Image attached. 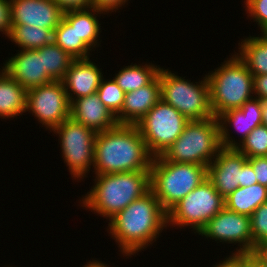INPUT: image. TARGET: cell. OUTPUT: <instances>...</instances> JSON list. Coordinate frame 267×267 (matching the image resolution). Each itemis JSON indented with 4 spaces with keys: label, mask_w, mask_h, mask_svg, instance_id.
Listing matches in <instances>:
<instances>
[{
    "label": "cell",
    "mask_w": 267,
    "mask_h": 267,
    "mask_svg": "<svg viewBox=\"0 0 267 267\" xmlns=\"http://www.w3.org/2000/svg\"><path fill=\"white\" fill-rule=\"evenodd\" d=\"M252 255L260 261L264 267H267V243L259 245L256 247L252 253Z\"/></svg>",
    "instance_id": "f35d334b"
},
{
    "label": "cell",
    "mask_w": 267,
    "mask_h": 267,
    "mask_svg": "<svg viewBox=\"0 0 267 267\" xmlns=\"http://www.w3.org/2000/svg\"><path fill=\"white\" fill-rule=\"evenodd\" d=\"M188 122L183 114L160 99L136 126L149 152L156 157L175 142Z\"/></svg>",
    "instance_id": "ba28073f"
},
{
    "label": "cell",
    "mask_w": 267,
    "mask_h": 267,
    "mask_svg": "<svg viewBox=\"0 0 267 267\" xmlns=\"http://www.w3.org/2000/svg\"><path fill=\"white\" fill-rule=\"evenodd\" d=\"M214 267H245V254L232 253L231 256L225 258L218 265H214Z\"/></svg>",
    "instance_id": "8d00e7d4"
},
{
    "label": "cell",
    "mask_w": 267,
    "mask_h": 267,
    "mask_svg": "<svg viewBox=\"0 0 267 267\" xmlns=\"http://www.w3.org/2000/svg\"><path fill=\"white\" fill-rule=\"evenodd\" d=\"M8 38L21 50H35L52 43L54 31L27 25H11Z\"/></svg>",
    "instance_id": "d4e9b609"
},
{
    "label": "cell",
    "mask_w": 267,
    "mask_h": 267,
    "mask_svg": "<svg viewBox=\"0 0 267 267\" xmlns=\"http://www.w3.org/2000/svg\"><path fill=\"white\" fill-rule=\"evenodd\" d=\"M247 161L253 168L257 183L267 187V156L251 157Z\"/></svg>",
    "instance_id": "1f68e13d"
},
{
    "label": "cell",
    "mask_w": 267,
    "mask_h": 267,
    "mask_svg": "<svg viewBox=\"0 0 267 267\" xmlns=\"http://www.w3.org/2000/svg\"><path fill=\"white\" fill-rule=\"evenodd\" d=\"M42 54L43 69L54 80L62 81L75 60L54 42L37 49Z\"/></svg>",
    "instance_id": "484cf974"
},
{
    "label": "cell",
    "mask_w": 267,
    "mask_h": 267,
    "mask_svg": "<svg viewBox=\"0 0 267 267\" xmlns=\"http://www.w3.org/2000/svg\"><path fill=\"white\" fill-rule=\"evenodd\" d=\"M207 167L208 179L225 199L242 187L243 164L248 158L236 148H221Z\"/></svg>",
    "instance_id": "4fadbf2b"
},
{
    "label": "cell",
    "mask_w": 267,
    "mask_h": 267,
    "mask_svg": "<svg viewBox=\"0 0 267 267\" xmlns=\"http://www.w3.org/2000/svg\"><path fill=\"white\" fill-rule=\"evenodd\" d=\"M160 67L145 64L128 65L115 74L114 80L125 92H131L149 84L159 73Z\"/></svg>",
    "instance_id": "cb8c5ba5"
},
{
    "label": "cell",
    "mask_w": 267,
    "mask_h": 267,
    "mask_svg": "<svg viewBox=\"0 0 267 267\" xmlns=\"http://www.w3.org/2000/svg\"><path fill=\"white\" fill-rule=\"evenodd\" d=\"M161 83L158 75L146 86L125 93L121 111L116 115L119 124L136 125L161 99Z\"/></svg>",
    "instance_id": "d6986e66"
},
{
    "label": "cell",
    "mask_w": 267,
    "mask_h": 267,
    "mask_svg": "<svg viewBox=\"0 0 267 267\" xmlns=\"http://www.w3.org/2000/svg\"><path fill=\"white\" fill-rule=\"evenodd\" d=\"M63 12L69 10L88 9L92 0H52Z\"/></svg>",
    "instance_id": "836d02e7"
},
{
    "label": "cell",
    "mask_w": 267,
    "mask_h": 267,
    "mask_svg": "<svg viewBox=\"0 0 267 267\" xmlns=\"http://www.w3.org/2000/svg\"><path fill=\"white\" fill-rule=\"evenodd\" d=\"M70 105L62 81H51L27 90L26 112L31 111L51 131L70 117Z\"/></svg>",
    "instance_id": "8fae6325"
},
{
    "label": "cell",
    "mask_w": 267,
    "mask_h": 267,
    "mask_svg": "<svg viewBox=\"0 0 267 267\" xmlns=\"http://www.w3.org/2000/svg\"><path fill=\"white\" fill-rule=\"evenodd\" d=\"M102 79L101 69L90 58L75 59L62 80L69 102L96 93Z\"/></svg>",
    "instance_id": "ac0fdd59"
},
{
    "label": "cell",
    "mask_w": 267,
    "mask_h": 267,
    "mask_svg": "<svg viewBox=\"0 0 267 267\" xmlns=\"http://www.w3.org/2000/svg\"><path fill=\"white\" fill-rule=\"evenodd\" d=\"M83 267H109V265L107 266L105 263H101V261H97V260H93L92 262H88V264L84 265Z\"/></svg>",
    "instance_id": "b9f144b4"
},
{
    "label": "cell",
    "mask_w": 267,
    "mask_h": 267,
    "mask_svg": "<svg viewBox=\"0 0 267 267\" xmlns=\"http://www.w3.org/2000/svg\"><path fill=\"white\" fill-rule=\"evenodd\" d=\"M153 158L136 125L118 124L96 134L95 174L150 170Z\"/></svg>",
    "instance_id": "6da1fadb"
},
{
    "label": "cell",
    "mask_w": 267,
    "mask_h": 267,
    "mask_svg": "<svg viewBox=\"0 0 267 267\" xmlns=\"http://www.w3.org/2000/svg\"><path fill=\"white\" fill-rule=\"evenodd\" d=\"M246 11L262 30L267 25V0H245Z\"/></svg>",
    "instance_id": "4dcf8cb0"
},
{
    "label": "cell",
    "mask_w": 267,
    "mask_h": 267,
    "mask_svg": "<svg viewBox=\"0 0 267 267\" xmlns=\"http://www.w3.org/2000/svg\"><path fill=\"white\" fill-rule=\"evenodd\" d=\"M128 0H92V7L103 12H114L122 7Z\"/></svg>",
    "instance_id": "e575fe53"
},
{
    "label": "cell",
    "mask_w": 267,
    "mask_h": 267,
    "mask_svg": "<svg viewBox=\"0 0 267 267\" xmlns=\"http://www.w3.org/2000/svg\"><path fill=\"white\" fill-rule=\"evenodd\" d=\"M95 180L80 202L109 220L150 190V170L96 174Z\"/></svg>",
    "instance_id": "3957f363"
},
{
    "label": "cell",
    "mask_w": 267,
    "mask_h": 267,
    "mask_svg": "<svg viewBox=\"0 0 267 267\" xmlns=\"http://www.w3.org/2000/svg\"><path fill=\"white\" fill-rule=\"evenodd\" d=\"M250 221L254 251L259 245L267 243V202L253 212Z\"/></svg>",
    "instance_id": "f546056e"
},
{
    "label": "cell",
    "mask_w": 267,
    "mask_h": 267,
    "mask_svg": "<svg viewBox=\"0 0 267 267\" xmlns=\"http://www.w3.org/2000/svg\"><path fill=\"white\" fill-rule=\"evenodd\" d=\"M161 100L183 114L189 121L215 117L210 105L207 76L203 80L188 81L168 69L160 68Z\"/></svg>",
    "instance_id": "52a82bcc"
},
{
    "label": "cell",
    "mask_w": 267,
    "mask_h": 267,
    "mask_svg": "<svg viewBox=\"0 0 267 267\" xmlns=\"http://www.w3.org/2000/svg\"><path fill=\"white\" fill-rule=\"evenodd\" d=\"M27 90L3 69L0 72V117L14 118L26 112Z\"/></svg>",
    "instance_id": "ffe728a7"
},
{
    "label": "cell",
    "mask_w": 267,
    "mask_h": 267,
    "mask_svg": "<svg viewBox=\"0 0 267 267\" xmlns=\"http://www.w3.org/2000/svg\"><path fill=\"white\" fill-rule=\"evenodd\" d=\"M199 235L225 243H239L235 254H252L253 238L250 217L224 207L200 230Z\"/></svg>",
    "instance_id": "7c38bea8"
},
{
    "label": "cell",
    "mask_w": 267,
    "mask_h": 267,
    "mask_svg": "<svg viewBox=\"0 0 267 267\" xmlns=\"http://www.w3.org/2000/svg\"><path fill=\"white\" fill-rule=\"evenodd\" d=\"M245 267H264L252 254H245Z\"/></svg>",
    "instance_id": "ab89813d"
},
{
    "label": "cell",
    "mask_w": 267,
    "mask_h": 267,
    "mask_svg": "<svg viewBox=\"0 0 267 267\" xmlns=\"http://www.w3.org/2000/svg\"><path fill=\"white\" fill-rule=\"evenodd\" d=\"M52 131L59 135L62 157L64 156V162L73 175L72 178L80 180L86 177L90 166L93 164L94 167V143L97 132L71 117Z\"/></svg>",
    "instance_id": "30bf717a"
},
{
    "label": "cell",
    "mask_w": 267,
    "mask_h": 267,
    "mask_svg": "<svg viewBox=\"0 0 267 267\" xmlns=\"http://www.w3.org/2000/svg\"><path fill=\"white\" fill-rule=\"evenodd\" d=\"M97 94L102 103L116 116L122 109L125 92L118 86L114 79L101 80Z\"/></svg>",
    "instance_id": "f1b7e54d"
},
{
    "label": "cell",
    "mask_w": 267,
    "mask_h": 267,
    "mask_svg": "<svg viewBox=\"0 0 267 267\" xmlns=\"http://www.w3.org/2000/svg\"><path fill=\"white\" fill-rule=\"evenodd\" d=\"M221 148L218 119L213 117L189 121L182 134L161 156L176 163L208 167Z\"/></svg>",
    "instance_id": "8992f818"
},
{
    "label": "cell",
    "mask_w": 267,
    "mask_h": 267,
    "mask_svg": "<svg viewBox=\"0 0 267 267\" xmlns=\"http://www.w3.org/2000/svg\"><path fill=\"white\" fill-rule=\"evenodd\" d=\"M11 25H27L55 30L63 11L52 0H10Z\"/></svg>",
    "instance_id": "5bb4252c"
},
{
    "label": "cell",
    "mask_w": 267,
    "mask_h": 267,
    "mask_svg": "<svg viewBox=\"0 0 267 267\" xmlns=\"http://www.w3.org/2000/svg\"><path fill=\"white\" fill-rule=\"evenodd\" d=\"M70 117L96 132L116 127V116L100 100L97 92L74 99L70 105Z\"/></svg>",
    "instance_id": "e0dca14e"
},
{
    "label": "cell",
    "mask_w": 267,
    "mask_h": 267,
    "mask_svg": "<svg viewBox=\"0 0 267 267\" xmlns=\"http://www.w3.org/2000/svg\"><path fill=\"white\" fill-rule=\"evenodd\" d=\"M53 42L74 59L89 58L90 49L78 36L75 28L64 19L54 30Z\"/></svg>",
    "instance_id": "4316f807"
},
{
    "label": "cell",
    "mask_w": 267,
    "mask_h": 267,
    "mask_svg": "<svg viewBox=\"0 0 267 267\" xmlns=\"http://www.w3.org/2000/svg\"><path fill=\"white\" fill-rule=\"evenodd\" d=\"M239 58L253 76L267 74V42L261 37H248L239 43Z\"/></svg>",
    "instance_id": "603a6c76"
},
{
    "label": "cell",
    "mask_w": 267,
    "mask_h": 267,
    "mask_svg": "<svg viewBox=\"0 0 267 267\" xmlns=\"http://www.w3.org/2000/svg\"><path fill=\"white\" fill-rule=\"evenodd\" d=\"M206 76L210 105L216 118L228 110L241 108L253 98V75L237 54Z\"/></svg>",
    "instance_id": "5b68a950"
},
{
    "label": "cell",
    "mask_w": 267,
    "mask_h": 267,
    "mask_svg": "<svg viewBox=\"0 0 267 267\" xmlns=\"http://www.w3.org/2000/svg\"><path fill=\"white\" fill-rule=\"evenodd\" d=\"M261 31L262 33L260 37L267 42V25Z\"/></svg>",
    "instance_id": "7bdbcfd3"
},
{
    "label": "cell",
    "mask_w": 267,
    "mask_h": 267,
    "mask_svg": "<svg viewBox=\"0 0 267 267\" xmlns=\"http://www.w3.org/2000/svg\"><path fill=\"white\" fill-rule=\"evenodd\" d=\"M2 69L26 90L54 81L43 69L42 54L37 49L18 51Z\"/></svg>",
    "instance_id": "2e32d148"
},
{
    "label": "cell",
    "mask_w": 267,
    "mask_h": 267,
    "mask_svg": "<svg viewBox=\"0 0 267 267\" xmlns=\"http://www.w3.org/2000/svg\"><path fill=\"white\" fill-rule=\"evenodd\" d=\"M109 221V233L126 256L147 248L168 225L167 213L151 190Z\"/></svg>",
    "instance_id": "7a4b0ae2"
},
{
    "label": "cell",
    "mask_w": 267,
    "mask_h": 267,
    "mask_svg": "<svg viewBox=\"0 0 267 267\" xmlns=\"http://www.w3.org/2000/svg\"><path fill=\"white\" fill-rule=\"evenodd\" d=\"M262 125L267 126V100H262Z\"/></svg>",
    "instance_id": "60d3db41"
},
{
    "label": "cell",
    "mask_w": 267,
    "mask_h": 267,
    "mask_svg": "<svg viewBox=\"0 0 267 267\" xmlns=\"http://www.w3.org/2000/svg\"><path fill=\"white\" fill-rule=\"evenodd\" d=\"M91 12H90V11ZM105 12L90 7L88 9L69 10L63 13V18L75 28L79 38L91 49L95 48L100 34V24L97 14Z\"/></svg>",
    "instance_id": "44dd1931"
},
{
    "label": "cell",
    "mask_w": 267,
    "mask_h": 267,
    "mask_svg": "<svg viewBox=\"0 0 267 267\" xmlns=\"http://www.w3.org/2000/svg\"><path fill=\"white\" fill-rule=\"evenodd\" d=\"M224 207V198L207 178L167 213V223L179 227L192 226L199 233Z\"/></svg>",
    "instance_id": "9c48e42d"
},
{
    "label": "cell",
    "mask_w": 267,
    "mask_h": 267,
    "mask_svg": "<svg viewBox=\"0 0 267 267\" xmlns=\"http://www.w3.org/2000/svg\"><path fill=\"white\" fill-rule=\"evenodd\" d=\"M207 178V166L176 163L159 155L153 158L150 168V190L168 213Z\"/></svg>",
    "instance_id": "277c9868"
},
{
    "label": "cell",
    "mask_w": 267,
    "mask_h": 267,
    "mask_svg": "<svg viewBox=\"0 0 267 267\" xmlns=\"http://www.w3.org/2000/svg\"><path fill=\"white\" fill-rule=\"evenodd\" d=\"M11 31V5L10 0H0V32L8 37Z\"/></svg>",
    "instance_id": "d6a6232c"
},
{
    "label": "cell",
    "mask_w": 267,
    "mask_h": 267,
    "mask_svg": "<svg viewBox=\"0 0 267 267\" xmlns=\"http://www.w3.org/2000/svg\"><path fill=\"white\" fill-rule=\"evenodd\" d=\"M253 88L255 98L267 100V74L253 76Z\"/></svg>",
    "instance_id": "d590c367"
},
{
    "label": "cell",
    "mask_w": 267,
    "mask_h": 267,
    "mask_svg": "<svg viewBox=\"0 0 267 267\" xmlns=\"http://www.w3.org/2000/svg\"><path fill=\"white\" fill-rule=\"evenodd\" d=\"M217 119L220 129L221 147L236 148L239 143H236L234 139L232 140L228 132L229 129L226 127L230 124V127L232 126L238 132H241V144L250 131L262 125V100L254 97L246 101L241 108L228 110L220 114Z\"/></svg>",
    "instance_id": "9a60e30c"
},
{
    "label": "cell",
    "mask_w": 267,
    "mask_h": 267,
    "mask_svg": "<svg viewBox=\"0 0 267 267\" xmlns=\"http://www.w3.org/2000/svg\"><path fill=\"white\" fill-rule=\"evenodd\" d=\"M224 200L227 209L250 217L260 205L267 202V187L259 183L238 187Z\"/></svg>",
    "instance_id": "7402d4cb"
},
{
    "label": "cell",
    "mask_w": 267,
    "mask_h": 267,
    "mask_svg": "<svg viewBox=\"0 0 267 267\" xmlns=\"http://www.w3.org/2000/svg\"><path fill=\"white\" fill-rule=\"evenodd\" d=\"M236 149L247 158L267 156V126L254 128Z\"/></svg>",
    "instance_id": "83f0119b"
},
{
    "label": "cell",
    "mask_w": 267,
    "mask_h": 267,
    "mask_svg": "<svg viewBox=\"0 0 267 267\" xmlns=\"http://www.w3.org/2000/svg\"><path fill=\"white\" fill-rule=\"evenodd\" d=\"M257 183L256 175L253 171L251 164L246 161L243 164V172H242V187H250Z\"/></svg>",
    "instance_id": "74e56055"
}]
</instances>
